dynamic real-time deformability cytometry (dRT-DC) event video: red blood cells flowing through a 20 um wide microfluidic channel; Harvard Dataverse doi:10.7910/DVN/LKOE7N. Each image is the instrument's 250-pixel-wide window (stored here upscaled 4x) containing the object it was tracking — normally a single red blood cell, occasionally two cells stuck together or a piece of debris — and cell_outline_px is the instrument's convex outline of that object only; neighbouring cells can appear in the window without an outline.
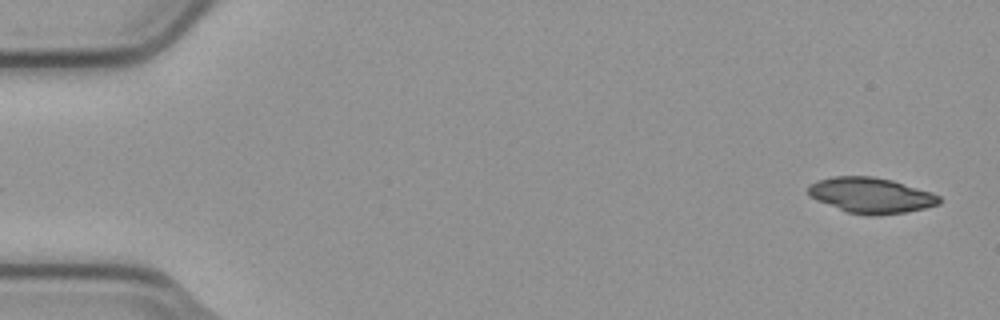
{"species": "common noctule bat (a hibernating species)", "species_latin": "Nyctalus noctula", "temperature_condition": "cold", "stored_images_in_passage": 6, "segment_of_instrument_passage": [1, 2], "camera_frame_rate_fps": 3000, "um_per_image_px": 0.085, "animal": {"sex": "male", "body_mass_g": 23.1, "forearm_length_mm": 52.7}, "frame": {"image": 1, "passage_image": 1, "time_ms": 0.0, "image_size_px": [1000, 320], "cell_outline_px": [[940, 204], [924, 208], [904, 212], [876, 216], [868, 216], [848, 212], [816, 200], [808, 196], [808, 184], [816, 180], [832, 176], [872, 176], [892, 180], [940, 196]], "centroid_in_image_um": [73.97, 16.6], "position_along_channel_um": 11.0, "area_um2": 27.05}}